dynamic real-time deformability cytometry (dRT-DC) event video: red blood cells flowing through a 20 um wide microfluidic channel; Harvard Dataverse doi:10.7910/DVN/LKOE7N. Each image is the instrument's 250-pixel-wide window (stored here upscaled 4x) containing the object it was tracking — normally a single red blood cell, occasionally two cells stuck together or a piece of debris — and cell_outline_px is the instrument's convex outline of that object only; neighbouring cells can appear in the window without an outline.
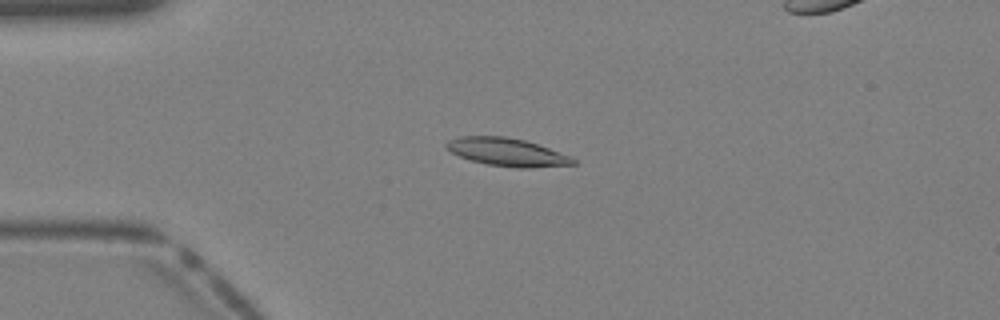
{"species": "Egyptian fruit bat (a non-hibernating species)", "species_latin": "Rousettus aegyptiacus", "temperature_condition": "warm", "stored_images_in_passage": 40, "camera_frame_rate_fps": 3000, "um_per_image_px": 0.085, "animal": {"sex": "female"}, "frame": {"image": 1, "passage_image": 9, "time_ms": 2.667, "image_size_px": [1000, 320], "cell_outline_px": [[576, 164], [528, 168], [516, 168], [488, 164], [472, 160], [460, 156], [452, 152], [444, 144], [448, 140], [460, 136], [504, 136], [524, 140], [572, 156], [576, 160]], "centroid_in_image_um": [43.12, 12.93], "position_along_channel_um": 41.9, "area_um2": 20.46}}
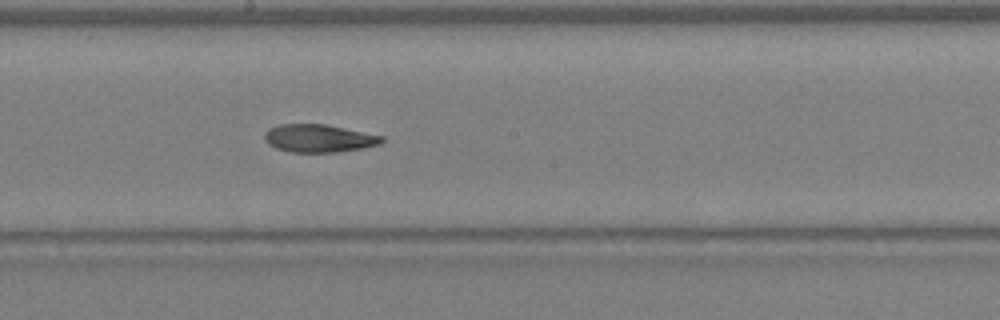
{"frame": {"image": 2, "passage_image": 21, "time_ms": 6.667, "image_size_px": [1000, 320], "cell_outline_px": [[384, 140], [380, 144], [360, 148], [336, 152], [288, 152], [276, 148], [268, 144], [264, 136], [264, 132], [268, 128], [280, 124], [324, 124], [384, 136]], "centroid_in_image_um": [27.06, 11.75], "position_along_channel_um": 221.1, "area_um2": 18.96}}
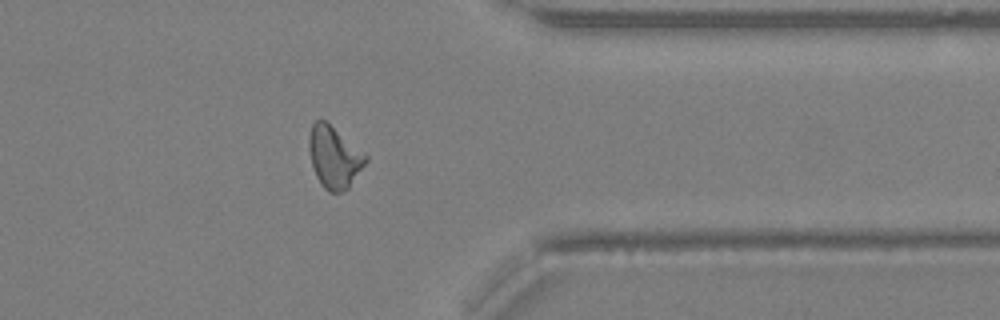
{"frame": {"image": 3, "passage_image": 31, "time_ms": 10.0, "image_size_px": [1000, 320], "cell_outline_px": [[368, 160], [348, 188], [340, 192], [328, 192], [320, 184], [316, 176], [312, 164], [308, 148], [308, 136], [312, 124], [316, 120], [324, 120], [364, 152], [368, 156]], "centroid_in_image_um": [28.39, 13.36], "position_along_channel_um": 383.0, "area_um2": 20.29}}